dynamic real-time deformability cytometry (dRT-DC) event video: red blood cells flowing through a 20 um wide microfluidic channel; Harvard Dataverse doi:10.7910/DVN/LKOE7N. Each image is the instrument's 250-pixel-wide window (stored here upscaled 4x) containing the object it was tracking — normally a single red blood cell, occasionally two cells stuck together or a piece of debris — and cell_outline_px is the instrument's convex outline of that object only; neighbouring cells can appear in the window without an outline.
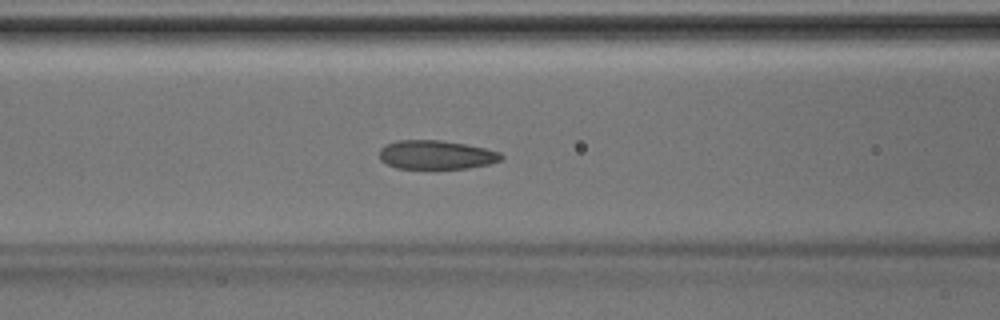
{"species": "Egyptian fruit bat (a non-hibernating species)", "species_latin": "Rousettus aegyptiacus", "temperature_condition": "room temperature", "stored_images_in_passage": 45, "segment_of_instrument_passage": [1, 2], "camera_frame_rate_fps": 3000, "um_per_image_px": 0.085, "animal": {"sex": "male"}, "frame": {"image": 1, "passage_image": 18, "time_ms": 5.667, "image_size_px": [1000, 320], "cell_outline_px": [[504, 156], [500, 160], [488, 164], [468, 168], [396, 168], [380, 160], [380, 148], [384, 144], [396, 140], [444, 140], [484, 148], [500, 152]], "centroid_in_image_um": [37.05, 13.14], "position_along_channel_um": 129.6, "area_um2": 20.46}}
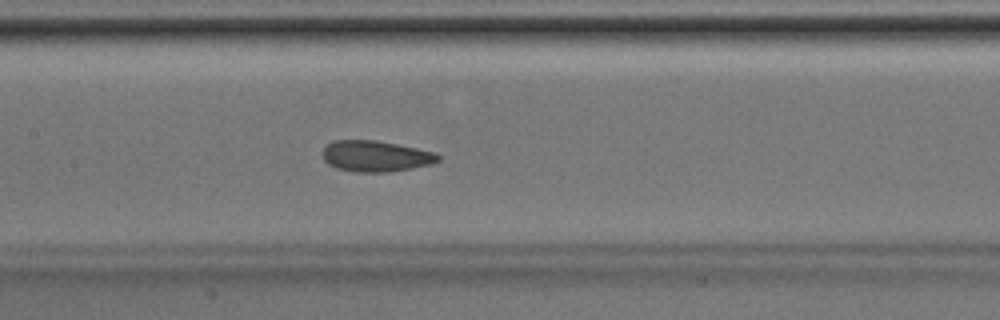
{"frame": {"image": 2, "passage_image": 21, "time_ms": 6.667, "image_size_px": [1000, 320], "cell_outline_px": [[440, 160], [432, 164], [412, 168], [388, 172], [356, 172], [336, 168], [328, 164], [324, 160], [320, 152], [332, 140], [376, 140], [436, 152], [440, 156]], "centroid_in_image_um": [31.91, 13.27], "position_along_channel_um": 175.5, "area_um2": 21.04}}
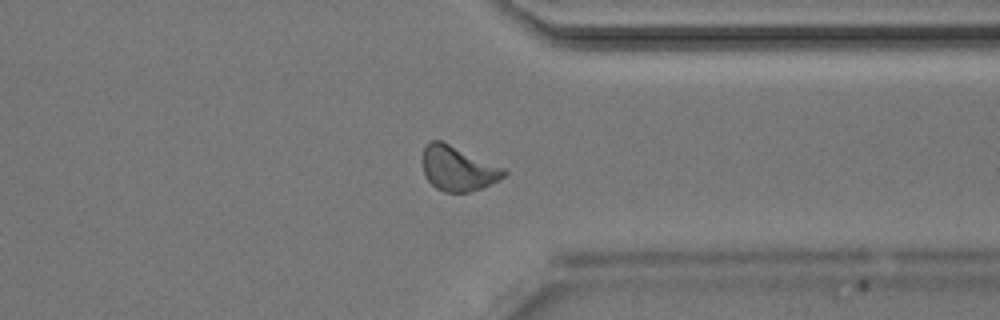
{"frame": {"image": 3, "passage_image": 34, "time_ms": 11.0, "image_size_px": [1000, 320], "cell_outline_px": [[508, 172], [504, 176], [484, 188], [472, 192], [444, 192], [436, 188], [428, 180], [424, 172], [420, 160], [420, 156], [424, 148], [432, 140], [440, 140], [504, 168]], "centroid_in_image_um": [38.89, 14.34], "position_along_channel_um": 372.5, "area_um2": 21.21}}